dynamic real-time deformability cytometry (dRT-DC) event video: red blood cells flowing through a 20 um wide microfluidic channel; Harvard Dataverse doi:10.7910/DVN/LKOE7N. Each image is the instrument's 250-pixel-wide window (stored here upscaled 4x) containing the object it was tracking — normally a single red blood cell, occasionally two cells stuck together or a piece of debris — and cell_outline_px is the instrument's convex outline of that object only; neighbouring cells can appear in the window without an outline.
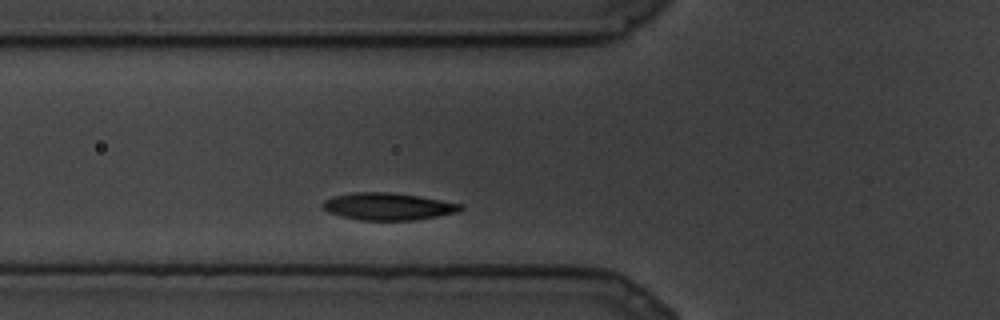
{"species": "common noctule bat (a hibernating species)", "species_latin": "Nyctalus noctula", "temperature_condition": "cold", "stored_images_in_passage": 8, "camera_frame_rate_fps": 3000, "um_per_image_px": 0.085, "animal": {"sex": "male", "body_mass_g": 19.5, "forearm_length_mm": 54.6}, "frame": {"image": 1, "passage_image": 2, "time_ms": 0.333, "image_size_px": [1000, 320], "cell_outline_px": [[464, 208], [456, 212], [416, 220], [360, 220], [328, 212], [320, 204], [324, 200], [332, 196], [356, 192], [388, 192], [420, 196], [464, 204]], "centroid_in_image_um": [32.99, 17.54], "position_along_channel_um": 92.8, "area_um2": 21.79}}
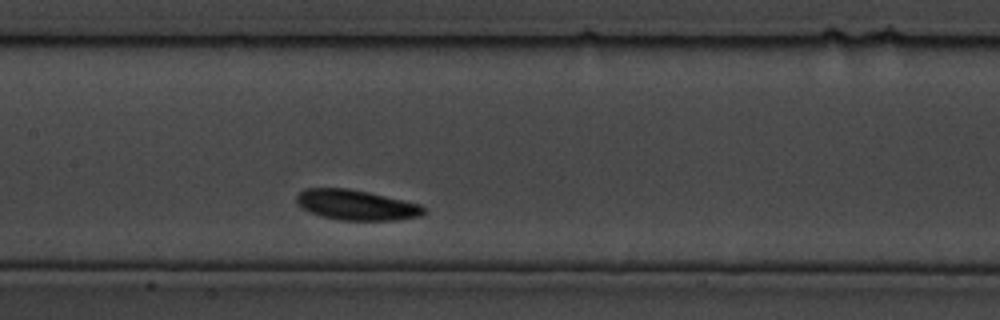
{"frame": {"image": 2, "passage_image": 6, "time_ms": 1.667, "image_size_px": [1000, 320], "cell_outline_px": [[428, 212], [420, 216], [396, 220], [340, 220], [320, 216], [300, 208], [296, 204], [296, 196], [304, 188], [348, 188], [368, 192], [420, 204], [428, 208]], "centroid_in_image_um": [30.28, 17.43], "position_along_channel_um": 177.1, "area_um2": 22.66}}
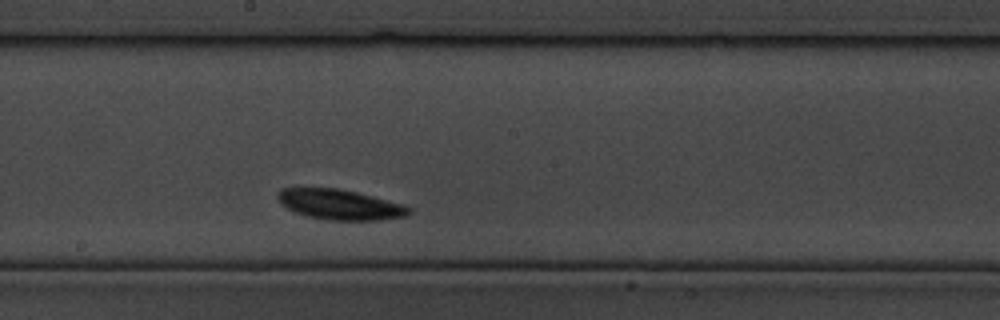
{"frame": {"image": 3, "passage_image": 8, "time_ms": 2.333, "image_size_px": [1000, 320], "cell_outline_px": [[412, 212], [408, 216], [380, 220], [328, 220], [304, 216], [280, 204], [276, 196], [280, 188], [336, 188], [356, 192], [404, 204], [412, 208]], "centroid_in_image_um": [28.9, 17.39], "position_along_channel_um": 219.3, "area_um2": 23.29}}